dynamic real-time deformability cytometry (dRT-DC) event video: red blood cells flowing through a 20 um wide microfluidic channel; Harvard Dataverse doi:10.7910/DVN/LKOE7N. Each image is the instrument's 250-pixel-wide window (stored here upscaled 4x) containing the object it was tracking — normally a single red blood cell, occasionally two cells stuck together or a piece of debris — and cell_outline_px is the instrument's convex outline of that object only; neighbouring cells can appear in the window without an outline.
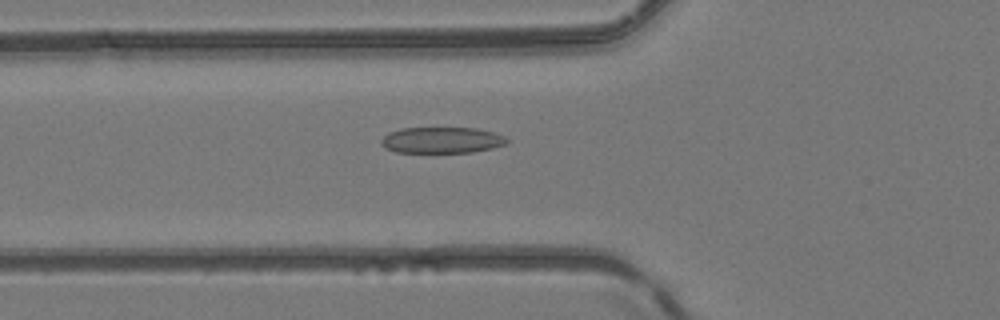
{"species": "common noctule bat (a hibernating species)", "species_latin": "Nyctalus noctula", "temperature_condition": "room temperature", "stored_images_in_passage": 46, "camera_frame_rate_fps": 3000, "um_per_image_px": 0.085, "animal": {"sex": "female", "body_mass_g": 24.6, "forearm_length_mm": 56.2}, "frame": {"image": 1, "passage_image": 14, "time_ms": 4.333, "image_size_px": [1000, 320], "cell_outline_px": [[508, 144], [492, 148], [472, 152], [396, 152], [384, 148], [380, 144], [380, 140], [388, 132], [400, 128], [476, 128], [492, 132], [504, 136], [508, 140]], "centroid_in_image_um": [37.52, 11.91], "position_along_channel_um": 88.3, "area_um2": 19.19}}
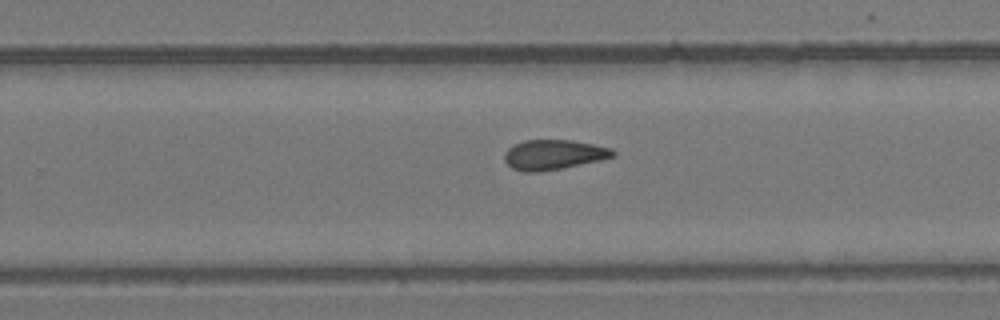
{"frame": {"image": 2, "passage_image": 28, "time_ms": 9.0, "image_size_px": [1000, 320], "cell_outline_px": [[616, 156], [600, 160], [560, 168], [536, 172], [524, 172], [512, 168], [504, 160], [504, 152], [508, 148], [524, 140], [572, 140], [612, 148], [616, 152]], "centroid_in_image_um": [47.05, 13.14], "position_along_channel_um": 282.7, "area_um2": 18.79}}
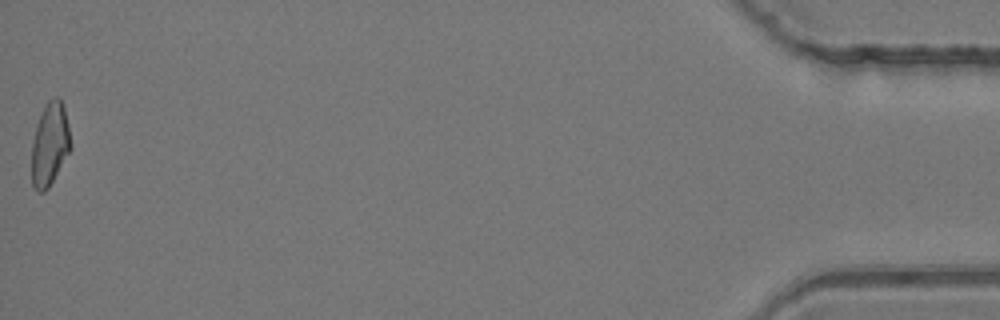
{"frame": {"image": 3, "passage_image": 46, "time_ms": 15.0, "image_size_px": [1000, 320], "cell_outline_px": [[72, 148], [48, 188], [44, 192], [36, 192], [32, 184], [32, 140], [36, 124], [44, 104], [48, 100], [56, 96], [64, 104], [72, 144]], "centroid_in_image_um": [4.24, 12.24], "position_along_channel_um": 431.0, "area_um2": 19.19}, "authors_computed_cell_mechanics": {"area_um2": 19.1896, "velocity_mm_per_s": 4.1429, "shape_relaxation_time_tau1_ms": null, "shape_relaxation_time_tau2_ms": 3.3547, "deformation_change_tau1": null, "deformation_change_tau2": 0.114}}